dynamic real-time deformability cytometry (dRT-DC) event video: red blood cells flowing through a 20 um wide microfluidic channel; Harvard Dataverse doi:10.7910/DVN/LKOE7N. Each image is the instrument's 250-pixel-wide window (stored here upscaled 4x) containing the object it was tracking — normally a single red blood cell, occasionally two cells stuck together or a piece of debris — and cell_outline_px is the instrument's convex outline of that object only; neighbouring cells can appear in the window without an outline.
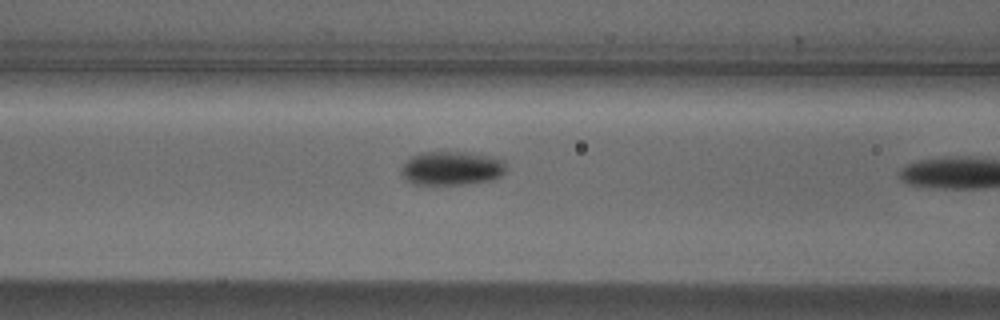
{"species": "Egyptian fruit bat (a non-hibernating species)", "species_latin": "Rousettus aegyptiacus", "temperature_condition": "cold", "stored_images_in_passage": 11, "camera_frame_rate_fps": 3000, "um_per_image_px": 0.085, "animal": {"sex": "male"}, "frame": {"image": 1, "passage_image": 10, "time_ms": 3.0, "image_size_px": [1000, 320], "cell_outline_px": [[504, 172], [500, 176], [492, 180], [464, 184], [412, 184], [404, 180], [400, 172], [400, 168], [412, 156], [420, 152], [472, 152], [492, 156], [504, 160]], "centroid_in_image_um": [38.36, 14.3], "position_along_channel_um": 128.2, "area_um2": 20.87}}